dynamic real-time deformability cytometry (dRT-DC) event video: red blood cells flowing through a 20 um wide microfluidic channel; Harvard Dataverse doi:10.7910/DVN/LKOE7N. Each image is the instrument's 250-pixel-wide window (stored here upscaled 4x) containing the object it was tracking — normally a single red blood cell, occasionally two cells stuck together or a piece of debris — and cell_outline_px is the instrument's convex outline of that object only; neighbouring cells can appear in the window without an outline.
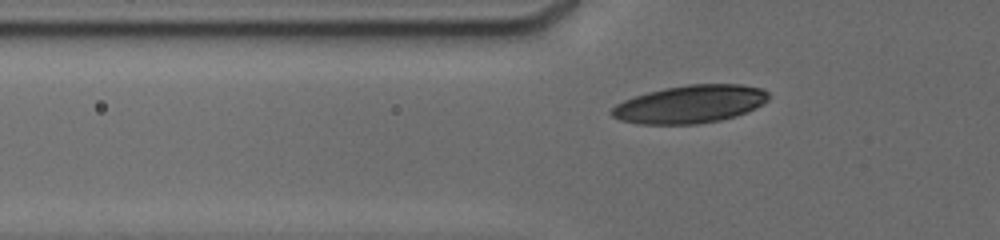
{"species": "human", "species_latin": "Homo sapiens", "temperature_condition": "cold", "stored_images_in_passage": 66, "camera_frame_rate_fps": 3000, "um_per_image_px": 0.085, "donor": {"sex": "male"}, "frame": {"image": 1, "passage_image": 16, "time_ms": 3.333, "image_size_px": [1000, 240], "cell_outline_px": [[768, 100], [736, 116], [720, 120], [700, 124], [640, 124], [620, 120], [612, 116], [608, 112], [616, 104], [624, 100], [648, 92], [664, 88], [688, 84], [740, 84], [760, 88], [768, 92]], "centroid_in_image_um": [58.61, 8.85], "position_along_channel_um": 67.2, "area_um2": 34.45}}
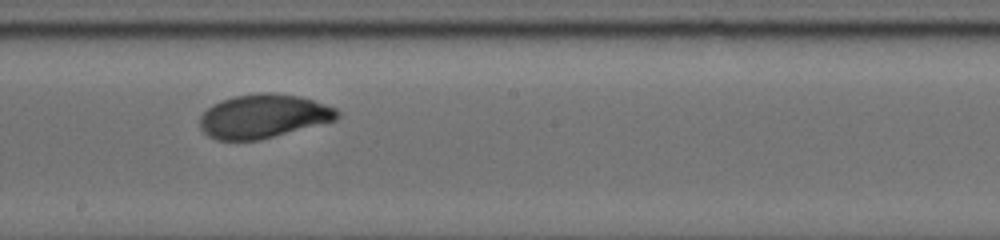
{"frame": {"image": 2, "passage_image": 36, "time_ms": 7.667, "image_size_px": [1000, 240], "cell_outline_px": [[340, 116], [336, 120], [260, 140], [216, 140], [208, 136], [200, 128], [200, 116], [212, 104], [220, 100], [236, 96], [260, 92], [272, 92], [300, 96], [336, 108], [340, 112]], "centroid_in_image_um": [22.38, 9.87], "position_along_channel_um": 225.8, "area_um2": 35.14}}
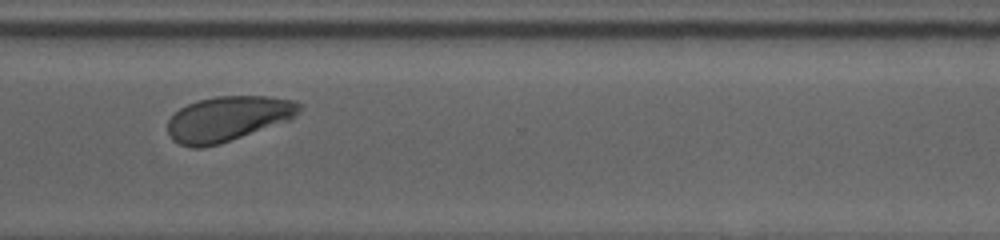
{"frame": {"image": 3, "passage_image": 65, "time_ms": 11.0, "image_size_px": [1000, 240], "cell_outline_px": [[304, 104], [300, 112], [296, 116], [288, 120], [220, 144], [200, 148], [192, 148], [180, 144], [172, 140], [168, 132], [168, 120], [180, 108], [196, 100], [216, 96], [268, 96], [296, 100]], "centroid_in_image_um": [19.39, 10.08], "position_along_channel_um": 351.2, "area_um2": 34.68}}